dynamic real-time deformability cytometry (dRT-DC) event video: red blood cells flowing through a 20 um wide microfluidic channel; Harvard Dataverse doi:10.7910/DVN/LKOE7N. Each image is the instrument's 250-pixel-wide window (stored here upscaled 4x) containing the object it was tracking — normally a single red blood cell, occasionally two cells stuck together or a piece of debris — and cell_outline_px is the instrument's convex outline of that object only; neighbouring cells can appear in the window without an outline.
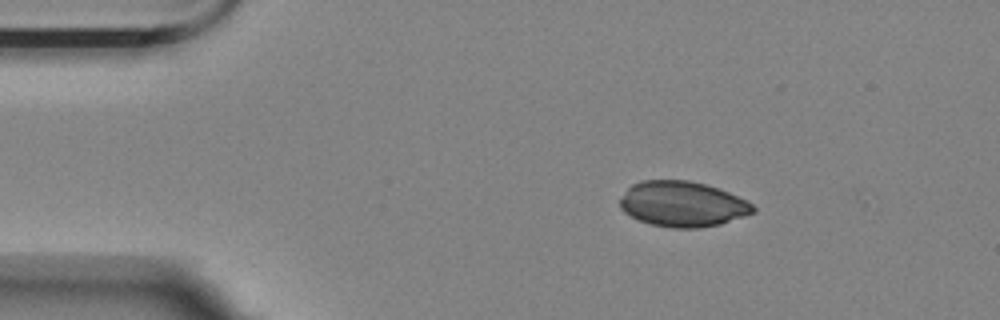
{"species": "Egyptian fruit bat (a non-hibernating species)", "species_latin": "Rousettus aegyptiacus", "temperature_condition": "room temperature", "stored_images_in_passage": 2, "camera_frame_rate_fps": 3000, "um_per_image_px": 0.085, "animal": {"sex": "female"}, "frame": {"image": 1, "passage_image": 1, "time_ms": 0.0, "image_size_px": [1000, 320], "cell_outline_px": [[756, 212], [720, 224], [700, 228], [672, 228], [652, 224], [640, 220], [624, 212], [620, 208], [620, 200], [628, 188], [632, 184], [640, 180], [688, 180], [720, 188], [748, 200], [756, 208]], "centroid_in_image_um": [58.05, 17.34], "position_along_channel_um": 27.0, "area_um2": 35.32}}